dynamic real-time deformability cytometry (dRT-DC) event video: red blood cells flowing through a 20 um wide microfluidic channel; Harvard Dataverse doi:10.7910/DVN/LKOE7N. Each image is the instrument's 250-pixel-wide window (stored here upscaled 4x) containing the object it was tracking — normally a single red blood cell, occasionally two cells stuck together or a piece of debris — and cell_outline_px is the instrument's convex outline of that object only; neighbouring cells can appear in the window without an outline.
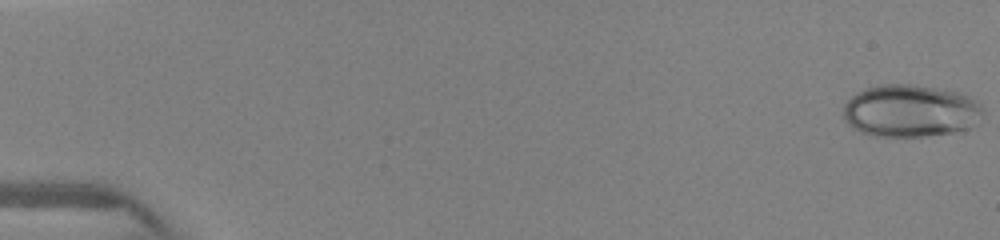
{"species": "human", "species_latin": "Homo sapiens", "temperature_condition": "warm", "stored_images_in_passage": 11, "camera_frame_rate_fps": 3000, "um_per_image_px": 0.085, "donor": {"sex": "female"}, "frame": {"image": 1, "passage_image": 1, "time_ms": 0.0, "image_size_px": [1000, 240], "cell_outline_px": [[984, 112], [968, 128], [952, 132], [924, 136], [876, 136], [860, 132], [848, 124], [844, 120], [844, 104], [856, 92], [880, 84], [912, 84], [944, 88], [968, 96], [976, 100], [984, 108]], "centroid_in_image_um": [77.37, 9.4], "position_along_channel_um": 7.6, "area_um2": 42.6}}
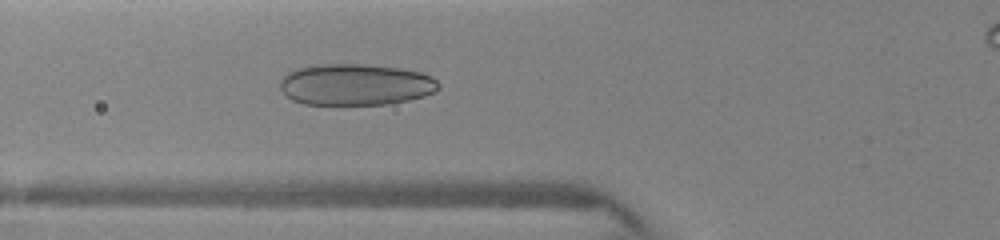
{"frame": {"image": 2, "passage_image": 10, "time_ms": 5.667, "image_size_px": [1000, 240], "cell_outline_px": [[440, 88], [424, 96], [408, 100], [388, 104], [304, 104], [292, 100], [280, 88], [280, 80], [288, 72], [300, 68], [324, 64], [364, 64], [400, 68], [420, 72], [432, 76], [440, 84]], "centroid_in_image_um": [30.25, 7.19], "position_along_channel_um": 95.6, "area_um2": 38.09}}